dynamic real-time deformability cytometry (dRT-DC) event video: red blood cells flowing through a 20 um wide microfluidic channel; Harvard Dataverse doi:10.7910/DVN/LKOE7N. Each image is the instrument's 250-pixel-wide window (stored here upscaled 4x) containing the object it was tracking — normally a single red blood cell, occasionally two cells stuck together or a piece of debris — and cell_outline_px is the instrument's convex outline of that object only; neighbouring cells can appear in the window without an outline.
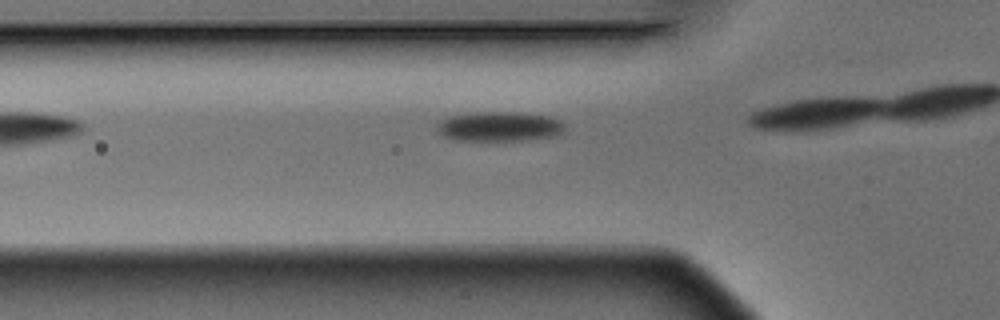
{"species": "Egyptian fruit bat (a non-hibernating species)", "species_latin": "Rousettus aegyptiacus", "temperature_condition": "warm", "stored_images_in_passage": 6, "camera_frame_rate_fps": 3000, "um_per_image_px": 0.085, "animal": {"sex": "male"}, "frame": {"image": 1, "passage_image": 4, "time_ms": 1.0, "image_size_px": [1000, 320], "cell_outline_px": [[564, 128], [556, 136], [520, 140], [456, 140], [444, 136], [440, 132], [436, 124], [440, 120], [448, 116], [476, 112], [512, 112], [548, 116], [560, 120], [564, 124]], "centroid_in_image_um": [42.42, 10.74], "position_along_channel_um": 83.4, "area_um2": 21.85}}